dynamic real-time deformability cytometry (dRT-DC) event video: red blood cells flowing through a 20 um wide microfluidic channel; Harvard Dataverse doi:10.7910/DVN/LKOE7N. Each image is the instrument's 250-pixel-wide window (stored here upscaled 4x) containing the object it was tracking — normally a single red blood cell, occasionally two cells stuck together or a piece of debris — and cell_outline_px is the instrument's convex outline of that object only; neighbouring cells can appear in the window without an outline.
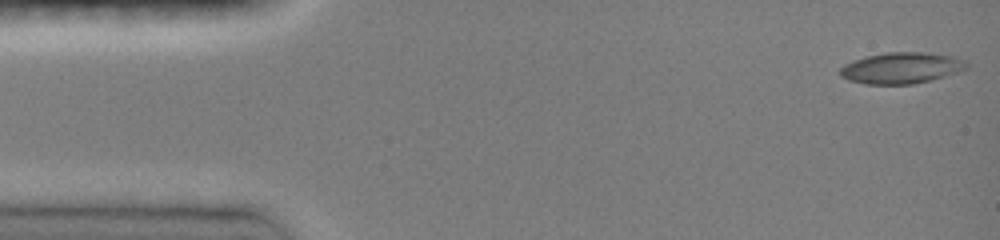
{"species": "common noctule bat (a hibernating species)", "species_latin": "Nyctalus noctula", "temperature_condition": "room temperature", "stored_images_in_passage": 46, "camera_frame_rate_fps": 3000, "um_per_image_px": 0.085, "animal": {"sex": "female", "body_mass_g": 19.0, "forearm_length_mm": 51.5}, "frame": {"image": 1, "passage_image": 1, "time_ms": 0.0, "image_size_px": [1000, 240], "cell_outline_px": [[968, 68], [944, 76], [912, 84], [864, 84], [848, 80], [840, 76], [840, 68], [844, 64], [852, 60], [864, 56], [884, 52], [924, 52], [952, 56], [964, 60], [968, 64]], "centroid_in_image_um": [76.56, 5.77], "position_along_channel_um": 8.4, "area_um2": 23.0}}
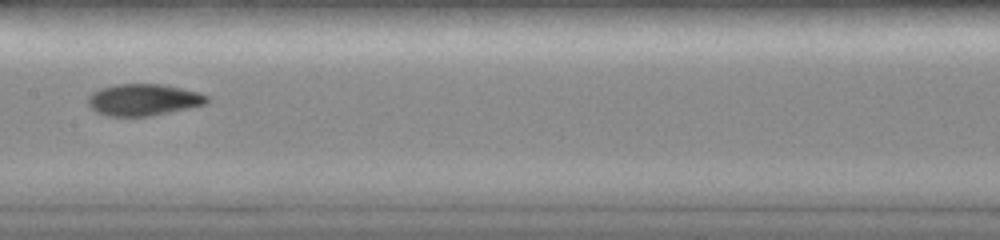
{"frame": {"image": 2, "passage_image": 23, "time_ms": 7.333, "image_size_px": [1000, 240], "cell_outline_px": [[208, 104], [192, 108], [152, 116], [108, 116], [96, 112], [88, 104], [88, 96], [92, 92], [100, 88], [116, 84], [164, 84], [200, 92], [208, 96]], "centroid_in_image_um": [12.23, 8.48], "position_along_channel_um": 195.2, "area_um2": 22.31}}
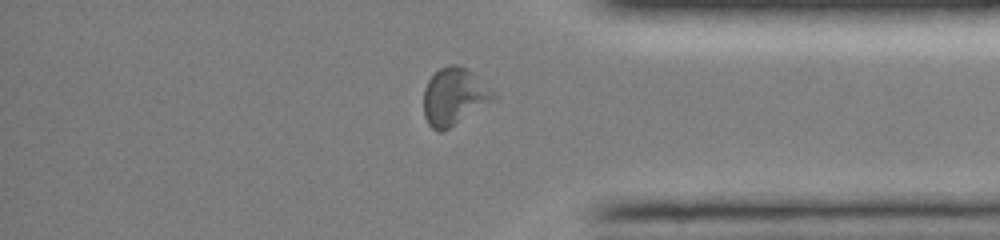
{"frame": {"image": 3, "passage_image": 38, "time_ms": 12.333, "image_size_px": [1000, 240], "cell_outline_px": [[500, 96], [496, 100], [448, 128], [440, 132], [436, 132], [428, 124], [424, 116], [424, 88], [428, 80], [440, 68], [448, 64], [456, 64], [468, 68]], "centroid_in_image_um": [38.64, 8.19], "position_along_channel_um": 396.6, "area_um2": 23.52}, "authors_computed_cell_mechanics": {"area_um2": 21.8195, "velocity_mm_per_s": 4.102, "shape_relaxation_time_tau1_ms": 4.3612, "shape_relaxation_time_tau2_ms": 3.6996, "deformation_change_tau1": 0.1422, "deformation_change_tau2": 0.107}}